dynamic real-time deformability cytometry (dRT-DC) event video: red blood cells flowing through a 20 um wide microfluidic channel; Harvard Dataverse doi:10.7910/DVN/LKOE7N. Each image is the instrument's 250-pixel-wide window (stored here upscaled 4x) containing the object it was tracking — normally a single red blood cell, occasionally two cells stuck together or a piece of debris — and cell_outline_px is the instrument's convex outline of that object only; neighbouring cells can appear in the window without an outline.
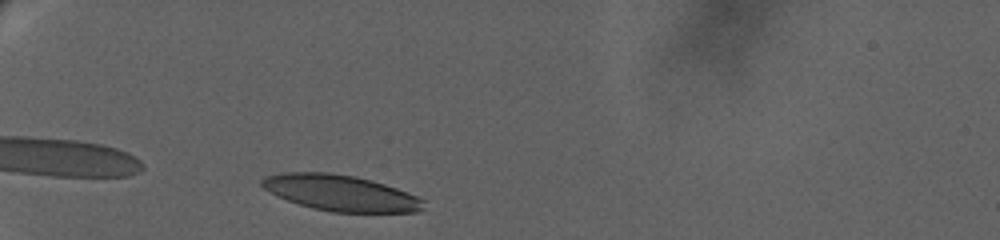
{"species": "human", "species_latin": "Homo sapiens", "temperature_condition": "warm", "stored_images_in_passage": 39, "camera_frame_rate_fps": 3000, "um_per_image_px": 0.085, "donor": {"sex": "female"}, "frame": {"image": 1, "passage_image": 1, "time_ms": 0.0, "image_size_px": [1000, 240], "cell_outline_px": [[424, 208], [420, 212], [332, 212], [312, 208], [288, 200], [264, 188], [260, 184], [260, 180], [264, 176], [280, 172], [328, 172], [356, 176], [372, 180], [396, 188], [416, 196], [424, 200]], "centroid_in_image_um": [28.95, 16.39], "position_along_channel_um": 56.1, "area_um2": 33.81}}
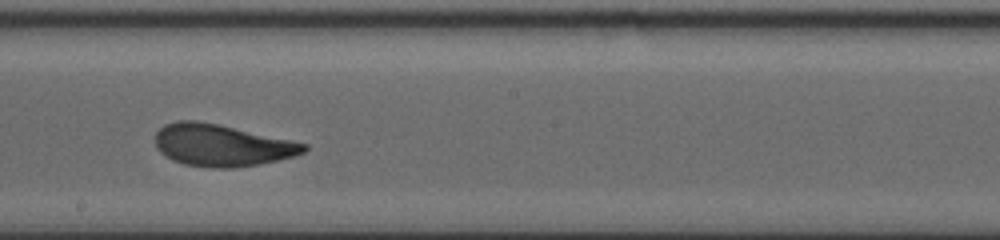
{"frame": {"image": 2, "passage_image": 20, "time_ms": 7.0, "image_size_px": [1000, 240], "cell_outline_px": [[308, 148], [304, 152], [296, 156], [256, 164], [232, 168], [208, 168], [184, 164], [172, 160], [160, 152], [156, 148], [156, 132], [164, 124], [180, 120], [196, 120], [220, 124], [308, 144]], "centroid_in_image_um": [18.83, 12.34], "position_along_channel_um": 229.4, "area_um2": 36.36}}
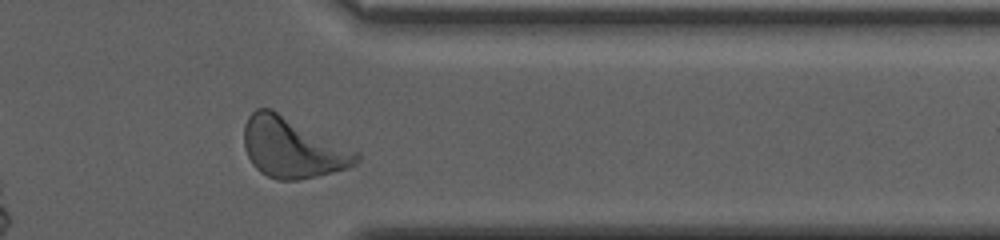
{"frame": {"image": 3, "passage_image": 35, "time_ms": 12.333, "image_size_px": [1000, 240], "cell_outline_px": [[360, 160], [356, 164], [348, 168], [300, 180], [276, 180], [260, 172], [252, 164], [244, 148], [244, 124], [248, 116], [256, 108], [272, 108], [360, 152]], "centroid_in_image_um": [24.87, 12.55], "position_along_channel_um": 386.5, "area_um2": 39.82}, "authors_computed_cell_mechanics": {"area_um2": 36.2984, "velocity_mm_per_s": 2.9807, "shape_relaxation_time_tau1_ms": 4.5177, "shape_relaxation_time_tau2_ms": 1.5861, "deformation_change_tau1": 0.1874, "deformation_change_tau2": 0.0864}}